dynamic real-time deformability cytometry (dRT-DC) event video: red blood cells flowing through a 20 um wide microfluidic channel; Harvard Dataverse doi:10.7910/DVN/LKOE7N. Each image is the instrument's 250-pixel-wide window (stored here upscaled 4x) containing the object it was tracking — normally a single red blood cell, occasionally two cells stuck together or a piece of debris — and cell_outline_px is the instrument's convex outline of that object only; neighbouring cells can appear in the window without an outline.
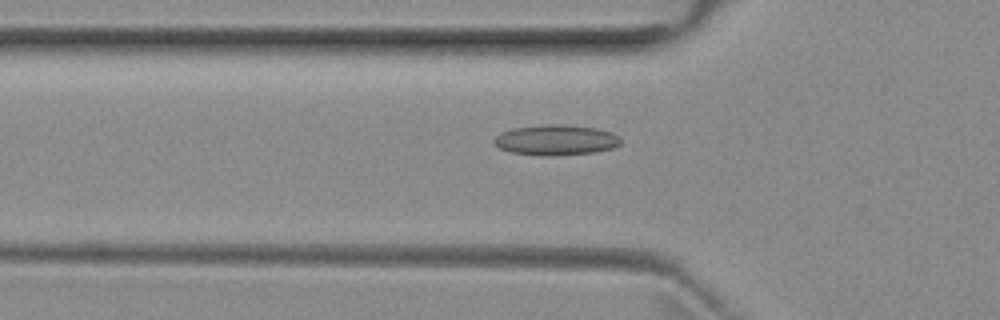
{"species": "common noctule bat (a hibernating species)", "species_latin": "Nyctalus noctula", "temperature_condition": "room temperature", "stored_images_in_passage": 52, "camera_frame_rate_fps": 3000, "um_per_image_px": 0.085, "animal": {"sex": "female", "body_mass_g": 29.2, "forearm_length_mm": 56.3}, "frame": {"image": 1, "passage_image": 17, "time_ms": 5.333, "image_size_px": [1000, 320], "cell_outline_px": [[620, 144], [612, 148], [596, 152], [556, 156], [540, 156], [512, 152], [500, 148], [492, 144], [492, 140], [500, 132], [512, 128], [540, 124], [564, 124], [596, 128], [612, 132], [620, 136]], "centroid_in_image_um": [47.23, 11.9], "position_along_channel_um": 78.6, "area_um2": 22.89}}
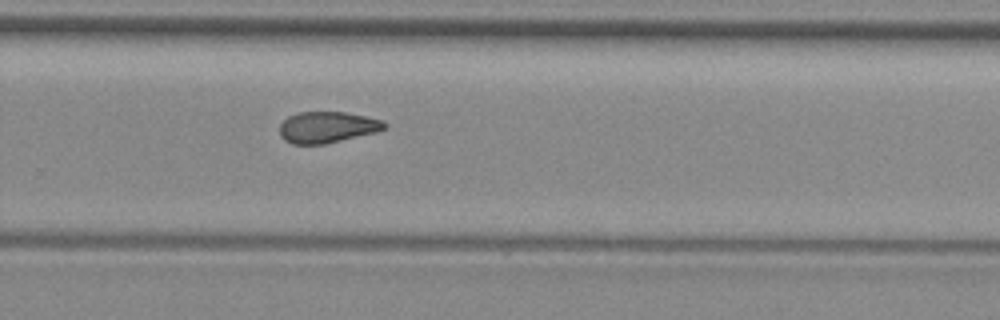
{"frame": {"image": 2, "passage_image": 34, "time_ms": 11.0, "image_size_px": [1000, 320], "cell_outline_px": [[388, 124], [384, 128], [376, 132], [324, 144], [292, 144], [284, 140], [280, 136], [280, 124], [288, 116], [296, 112], [344, 112], [368, 116], [384, 120]], "centroid_in_image_um": [27.81, 10.8], "position_along_channel_um": 302.0, "area_um2": 19.19}}
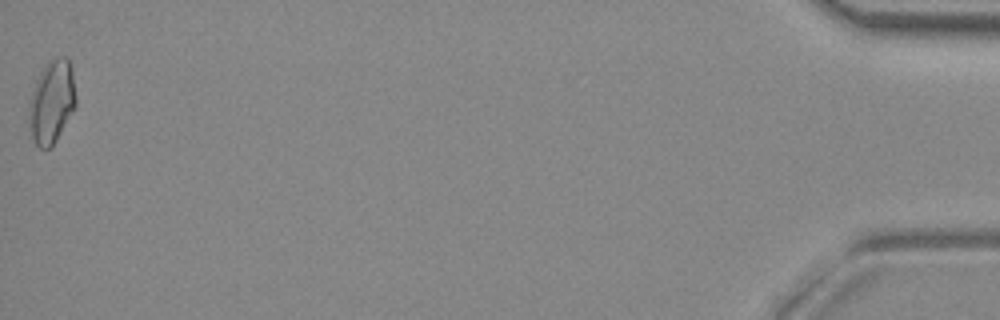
{"frame": {"image": 3, "passage_image": 52, "time_ms": 17.0, "image_size_px": [1000, 320], "cell_outline_px": [[76, 104], [72, 112], [56, 140], [48, 148], [40, 148], [36, 144], [32, 136], [28, 116], [28, 104], [36, 80], [44, 64], [52, 56], [64, 56], [68, 60], [72, 68], [76, 96]], "centroid_in_image_um": [4.39, 8.59], "position_along_channel_um": 430.8, "area_um2": 22.77}, "authors_computed_cell_mechanics": {"area_um2": 19.7676, "velocity_mm_per_s": 3.9392, "shape_relaxation_time_tau1_ms": null, "shape_relaxation_time_tau2_ms": 4.3457, "deformation_change_tau1": null, "deformation_change_tau2": 0.1093}}